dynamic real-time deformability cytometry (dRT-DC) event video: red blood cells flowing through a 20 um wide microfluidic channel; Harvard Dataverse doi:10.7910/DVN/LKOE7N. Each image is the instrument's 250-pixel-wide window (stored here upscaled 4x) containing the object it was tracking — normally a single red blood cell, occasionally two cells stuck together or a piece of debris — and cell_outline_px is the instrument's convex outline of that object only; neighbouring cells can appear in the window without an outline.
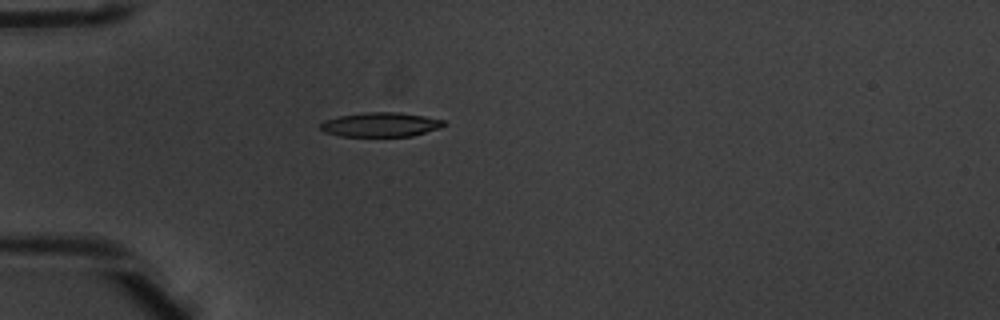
{"species": "common noctule bat (a hibernating species)", "species_latin": "Nyctalus noctula", "temperature_condition": "warm", "stored_images_in_passage": 1, "camera_frame_rate_fps": 3000, "um_per_image_px": 0.085, "animal": {"sex": "male", "body_mass_g": 20.1, "forearm_length_mm": 53.5}, "frame": {"image": 1, "passage_image": 1, "time_ms": 0.0, "image_size_px": [1000, 320], "cell_outline_px": [[448, 124], [440, 128], [412, 136], [340, 136], [324, 132], [320, 128], [320, 124], [324, 120], [340, 116], [368, 112], [400, 112], [424, 116], [444, 120]], "centroid_in_image_um": [32.38, 10.59], "position_along_channel_um": 52.6, "area_um2": 17.51}}